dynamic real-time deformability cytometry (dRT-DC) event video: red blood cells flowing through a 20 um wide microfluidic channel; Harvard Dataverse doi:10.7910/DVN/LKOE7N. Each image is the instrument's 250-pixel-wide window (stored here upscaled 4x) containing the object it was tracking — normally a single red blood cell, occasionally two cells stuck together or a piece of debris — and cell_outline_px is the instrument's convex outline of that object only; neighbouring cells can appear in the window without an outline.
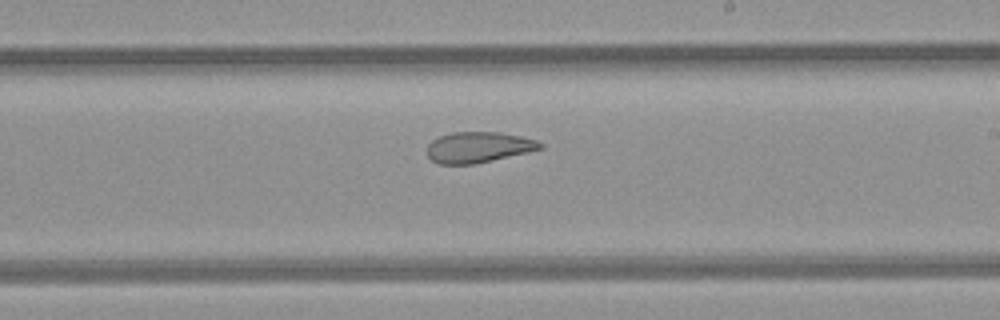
{"species": "common noctule bat (a hibernating species)", "species_latin": "Nyctalus noctula", "temperature_condition": "room temperature", "stored_images_in_passage": 25, "camera_frame_rate_fps": 3000, "um_per_image_px": 0.085, "animal": {"sex": "female", "body_mass_g": 21.9}, "frame": {"image": 1, "passage_image": 15, "time_ms": 4.667, "image_size_px": [1000, 320], "cell_outline_px": [[544, 148], [528, 152], [476, 164], [440, 164], [432, 160], [428, 156], [428, 144], [432, 140], [440, 136], [452, 132], [500, 132], [520, 136], [536, 140], [544, 144]], "centroid_in_image_um": [40.68, 12.51], "position_along_channel_um": 248.3, "area_um2": 20.29}}
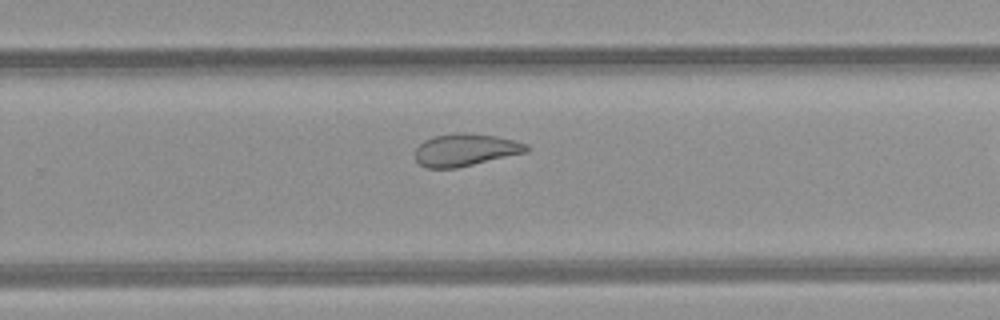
{"frame": {"image": 2, "passage_image": 18, "time_ms": 5.667, "image_size_px": [1000, 320], "cell_outline_px": [[528, 152], [456, 168], [428, 168], [420, 164], [416, 160], [416, 148], [424, 140], [436, 136], [456, 132], [464, 132], [496, 136], [516, 140], [528, 144]], "centroid_in_image_um": [39.59, 12.73], "position_along_channel_um": 290.2, "area_um2": 20.98}}